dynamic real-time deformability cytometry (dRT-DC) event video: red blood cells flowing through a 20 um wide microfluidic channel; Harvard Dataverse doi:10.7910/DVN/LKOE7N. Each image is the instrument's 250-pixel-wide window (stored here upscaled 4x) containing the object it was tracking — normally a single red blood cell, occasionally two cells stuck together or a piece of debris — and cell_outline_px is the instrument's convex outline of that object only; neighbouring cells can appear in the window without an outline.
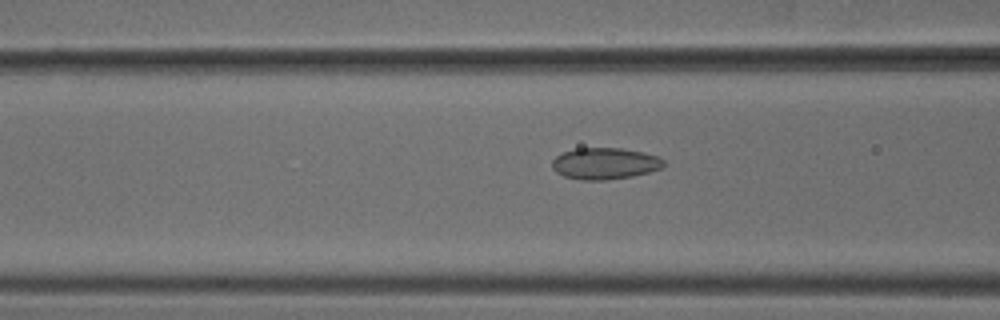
{"species": "common noctule bat (a hibernating species)", "species_latin": "Nyctalus noctula", "temperature_condition": "cold", "stored_images_in_passage": 50, "camera_frame_rate_fps": 3000, "um_per_image_px": 0.085, "animal": {"sex": "male", "body_mass_g": 18.8}, "frame": {"image": 1, "passage_image": 19, "time_ms": 6.0, "image_size_px": [1000, 320], "cell_outline_px": [[664, 164], [660, 168], [648, 172], [632, 176], [608, 180], [584, 180], [564, 176], [556, 172], [552, 168], [552, 160], [556, 156], [564, 152], [576, 148], [620, 148], [644, 152], [660, 156], [664, 160]], "centroid_in_image_um": [51.41, 13.89], "position_along_channel_um": 115.2, "area_um2": 20.52}}
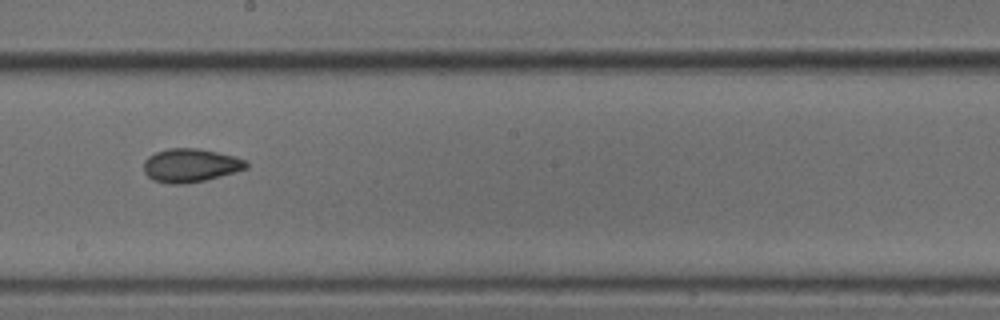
{"frame": {"image": 2, "passage_image": 28, "time_ms": 9.0, "image_size_px": [1000, 320], "cell_outline_px": [[248, 168], [220, 176], [204, 180], [180, 184], [168, 184], [152, 180], [144, 172], [144, 160], [148, 156], [156, 152], [168, 148], [200, 148], [232, 156], [244, 160], [248, 164]], "centroid_in_image_um": [16.14, 14.05], "position_along_channel_um": 232.1, "area_um2": 19.88}}
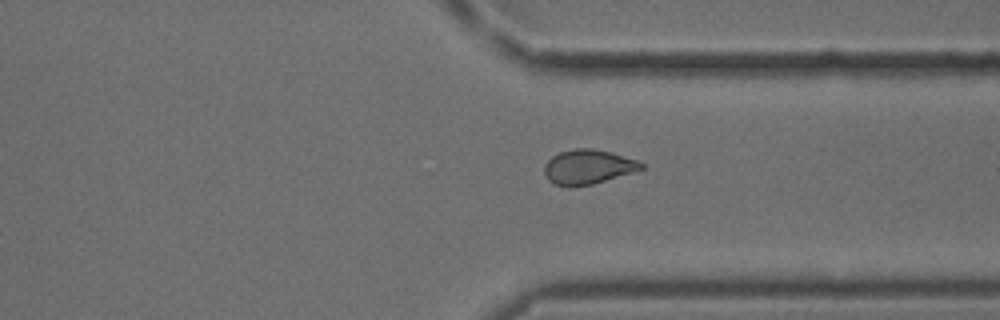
{"frame": {"image": 3, "passage_image": 38, "time_ms": 12.333, "image_size_px": [1000, 320], "cell_outline_px": [[644, 168], [632, 172], [592, 184], [568, 188], [552, 184], [548, 180], [544, 172], [544, 164], [552, 156], [560, 152], [576, 148], [592, 148], [608, 152], [636, 160], [644, 164]], "centroid_in_image_um": [49.91, 14.2], "position_along_channel_um": 361.5, "area_um2": 19.42}, "authors_computed_cell_mechanics": {"area_um2": 19.9699, "velocity_mm_per_s": 3.8816, "shape_relaxation_time_tau1_ms": 6.1753, "shape_relaxation_time_tau2_ms": 2.3333, "deformation_change_tau1": 0.1186, "deformation_change_tau2": 0.0678}}